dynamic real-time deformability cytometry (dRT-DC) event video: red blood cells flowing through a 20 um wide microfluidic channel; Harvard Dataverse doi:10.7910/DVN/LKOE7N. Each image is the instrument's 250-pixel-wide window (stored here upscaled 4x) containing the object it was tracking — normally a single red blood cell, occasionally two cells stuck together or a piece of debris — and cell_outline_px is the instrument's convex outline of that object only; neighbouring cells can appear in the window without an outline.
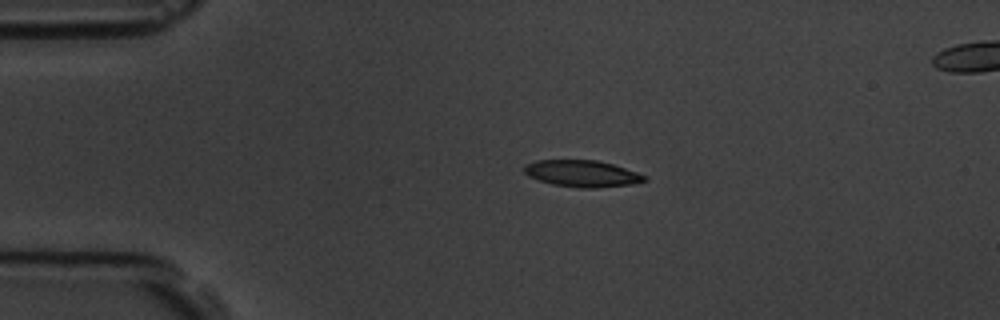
{"species": "common noctule bat (a hibernating species)", "species_latin": "Nyctalus noctula", "temperature_condition": "room temperature", "stored_images_in_passage": 3, "segment_of_instrument_passage": [1, 2], "camera_frame_rate_fps": 3000, "um_per_image_px": 0.085, "animal": {"sex": "male", "body_mass_g": 19.5, "forearm_length_mm": 54.6}, "frame": {"image": 1, "passage_image": 1, "time_ms": 0.0, "image_size_px": [1000, 320], "cell_outline_px": [[648, 180], [628, 184], [596, 188], [576, 188], [552, 184], [528, 176], [524, 172], [524, 164], [536, 160], [596, 160], [612, 164], [648, 176]], "centroid_in_image_um": [49.45, 14.75], "position_along_channel_um": 35.6, "area_um2": 18.61}}